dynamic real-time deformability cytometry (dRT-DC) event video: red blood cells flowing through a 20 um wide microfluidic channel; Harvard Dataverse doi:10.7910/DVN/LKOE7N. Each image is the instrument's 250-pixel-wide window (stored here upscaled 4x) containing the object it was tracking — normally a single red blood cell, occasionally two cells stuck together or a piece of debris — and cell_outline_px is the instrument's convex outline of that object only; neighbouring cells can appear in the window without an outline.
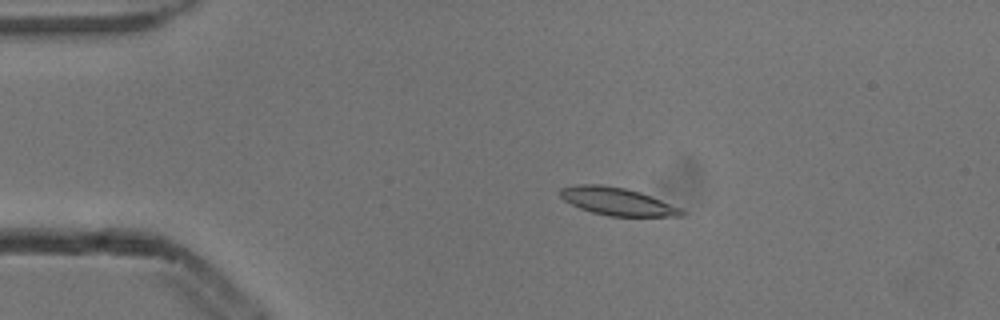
{"species": "common noctule bat (a hibernating species)", "species_latin": "Nyctalus noctula", "temperature_condition": "cold", "stored_images_in_passage": 6, "camera_frame_rate_fps": 3000, "um_per_image_px": 0.085, "animal": {"sex": "male", "body_mass_g": 13.3}, "frame": {"image": 1, "passage_image": 3, "time_ms": 0.667, "image_size_px": [1000, 320], "cell_outline_px": [[684, 216], [608, 216], [592, 212], [580, 208], [564, 200], [560, 196], [560, 188], [580, 184], [600, 184], [624, 188], [640, 192], [680, 208], [684, 212]], "centroid_in_image_um": [52.43, 17.12], "position_along_channel_um": 32.6, "area_um2": 19.31}}
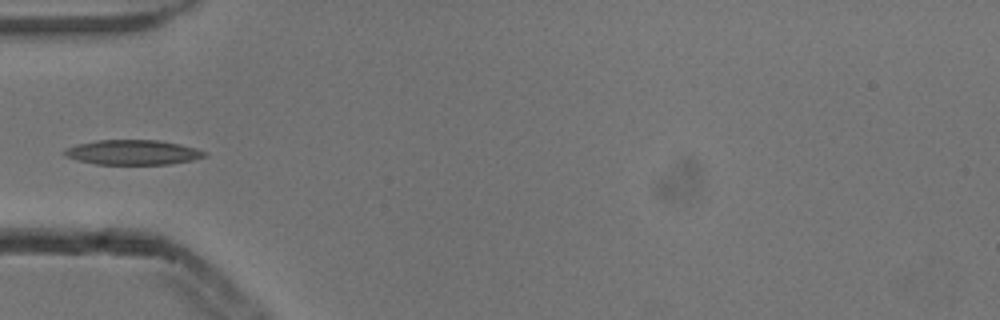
{"frame": {"image": 2, "passage_image": 5, "time_ms": 1.333, "image_size_px": [1000, 320], "cell_outline_px": [[208, 156], [192, 160], [168, 164], [96, 164], [64, 156], [60, 152], [64, 148], [76, 144], [96, 140], [156, 140], [180, 144], [196, 148], [204, 152]], "centroid_in_image_um": [11.23, 12.94], "position_along_channel_um": 73.8, "area_um2": 20.29}}
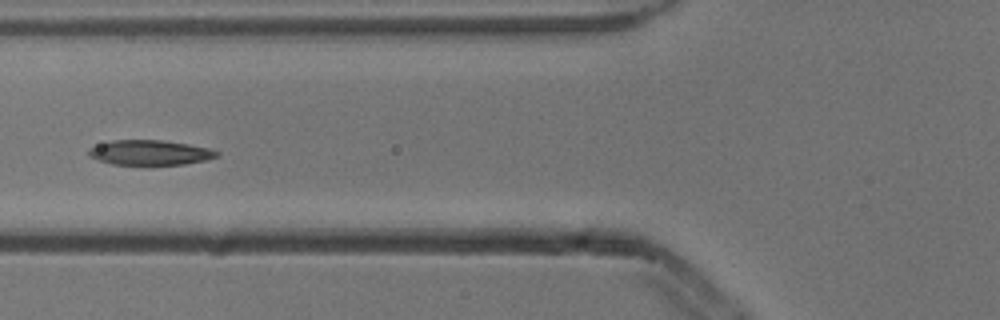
{"frame": {"image": 3, "passage_image": 6, "time_ms": 1.667, "image_size_px": [1000, 320], "cell_outline_px": [[220, 152], [216, 156], [204, 160], [184, 164], [152, 168], [144, 168], [112, 164], [88, 156], [88, 148], [112, 140], [160, 140], [188, 144], [208, 148]], "centroid_in_image_um": [12.7, 13.02], "position_along_channel_um": 113.1, "area_um2": 19.42}}